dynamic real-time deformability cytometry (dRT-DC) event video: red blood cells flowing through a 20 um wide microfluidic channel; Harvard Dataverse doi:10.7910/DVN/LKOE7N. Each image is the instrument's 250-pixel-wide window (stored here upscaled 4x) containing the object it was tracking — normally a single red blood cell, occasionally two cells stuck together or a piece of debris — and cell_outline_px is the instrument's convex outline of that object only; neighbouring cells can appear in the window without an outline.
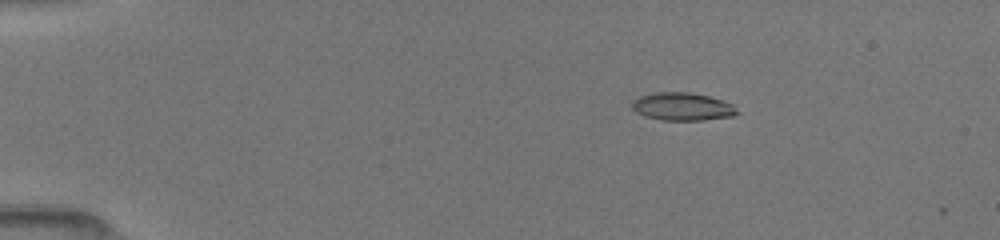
{"species": "common noctule bat (a hibernating species)", "species_latin": "Nyctalus noctula", "temperature_condition": "room temperature", "stored_images_in_passage": 7, "camera_frame_rate_fps": 3000, "um_per_image_px": 0.085, "animal": {"sex": "female", "body_mass_g": 19.5, "forearm_length_mm": 54.1}, "frame": {"image": 1, "passage_image": 3, "time_ms": 0.333, "image_size_px": [1000, 240], "cell_outline_px": [[740, 112], [732, 116], [704, 120], [660, 120], [644, 116], [636, 112], [632, 108], [632, 100], [640, 96], [656, 92], [688, 92], [708, 96], [724, 100], [732, 104]], "centroid_in_image_um": [58.0, 9.06], "position_along_channel_um": 27.0, "area_um2": 17.17}}